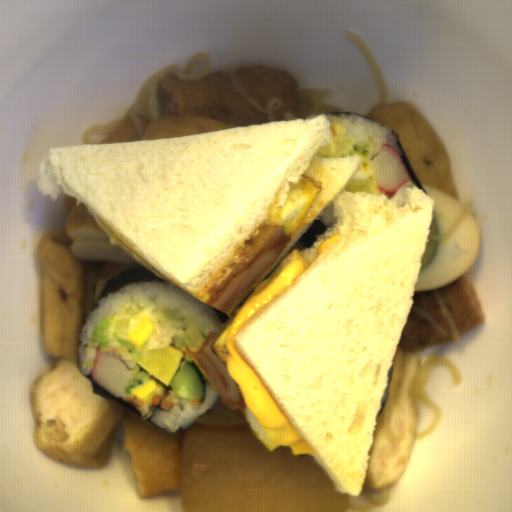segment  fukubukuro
Listing matches in <instances>:
<instances>
[{
  "label": "fukubukuro",
  "instance_id": "fukubukuro-3",
  "mask_svg": "<svg viewBox=\"0 0 512 512\" xmlns=\"http://www.w3.org/2000/svg\"><path fill=\"white\" fill-rule=\"evenodd\" d=\"M365 116L398 136L421 185L441 188L459 200L445 145L413 102L400 99L378 103Z\"/></svg>",
  "mask_w": 512,
  "mask_h": 512
},
{
  "label": "fukubukuro",
  "instance_id": "fukubukuro-1",
  "mask_svg": "<svg viewBox=\"0 0 512 512\" xmlns=\"http://www.w3.org/2000/svg\"><path fill=\"white\" fill-rule=\"evenodd\" d=\"M29 402L33 442L43 455L93 469L110 462L127 409L94 393L78 356L58 354L56 366L35 380Z\"/></svg>",
  "mask_w": 512,
  "mask_h": 512
},
{
  "label": "fukubukuro",
  "instance_id": "fukubukuro-5",
  "mask_svg": "<svg viewBox=\"0 0 512 512\" xmlns=\"http://www.w3.org/2000/svg\"><path fill=\"white\" fill-rule=\"evenodd\" d=\"M405 186H416L412 180V178L409 179V181L406 183ZM405 186H403L402 188L398 189L399 193H400V196L402 198V200L404 199L405 197Z\"/></svg>",
  "mask_w": 512,
  "mask_h": 512
},
{
  "label": "fukubukuro",
  "instance_id": "fukubukuro-2",
  "mask_svg": "<svg viewBox=\"0 0 512 512\" xmlns=\"http://www.w3.org/2000/svg\"><path fill=\"white\" fill-rule=\"evenodd\" d=\"M419 358L398 344L381 399L365 477L372 488H389L401 480L409 460L421 411L416 381Z\"/></svg>",
  "mask_w": 512,
  "mask_h": 512
},
{
  "label": "fukubukuro",
  "instance_id": "fukubukuro-4",
  "mask_svg": "<svg viewBox=\"0 0 512 512\" xmlns=\"http://www.w3.org/2000/svg\"><path fill=\"white\" fill-rule=\"evenodd\" d=\"M233 128L239 127L221 118L184 114L147 120L145 115L134 114L120 122L103 144L189 136Z\"/></svg>",
  "mask_w": 512,
  "mask_h": 512
}]
</instances>
